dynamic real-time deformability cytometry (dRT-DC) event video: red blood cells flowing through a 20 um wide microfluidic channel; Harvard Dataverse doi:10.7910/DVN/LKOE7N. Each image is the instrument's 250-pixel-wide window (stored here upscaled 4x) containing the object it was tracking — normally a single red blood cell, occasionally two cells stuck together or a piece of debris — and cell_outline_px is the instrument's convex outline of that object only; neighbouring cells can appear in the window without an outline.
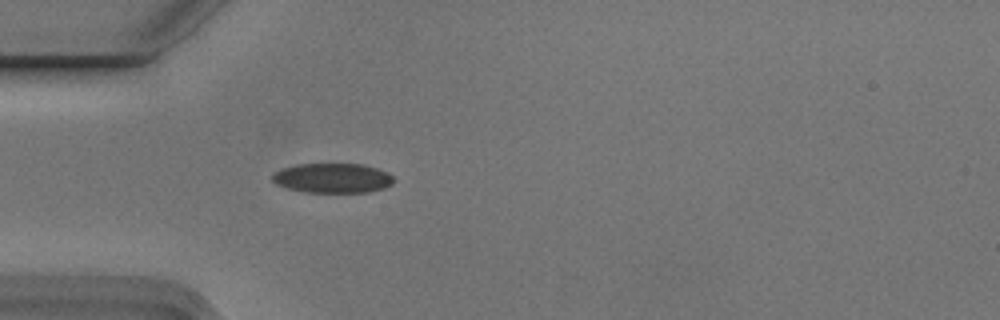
{"species": "Egyptian fruit bat (a non-hibernating species)", "species_latin": "Rousettus aegyptiacus", "temperature_condition": "cold", "stored_images_in_passage": 5, "camera_frame_rate_fps": 3000, "um_per_image_px": 0.085, "animal": {"sex": "male"}, "frame": {"image": 1, "passage_image": 5, "time_ms": 1.333, "image_size_px": [1000, 320], "cell_outline_px": [[396, 180], [392, 184], [384, 188], [368, 192], [304, 192], [288, 188], [276, 184], [272, 180], [272, 176], [280, 168], [296, 164], [364, 164], [388, 172]], "centroid_in_image_um": [28.28, 15.13], "position_along_channel_um": 56.7, "area_um2": 21.1}}